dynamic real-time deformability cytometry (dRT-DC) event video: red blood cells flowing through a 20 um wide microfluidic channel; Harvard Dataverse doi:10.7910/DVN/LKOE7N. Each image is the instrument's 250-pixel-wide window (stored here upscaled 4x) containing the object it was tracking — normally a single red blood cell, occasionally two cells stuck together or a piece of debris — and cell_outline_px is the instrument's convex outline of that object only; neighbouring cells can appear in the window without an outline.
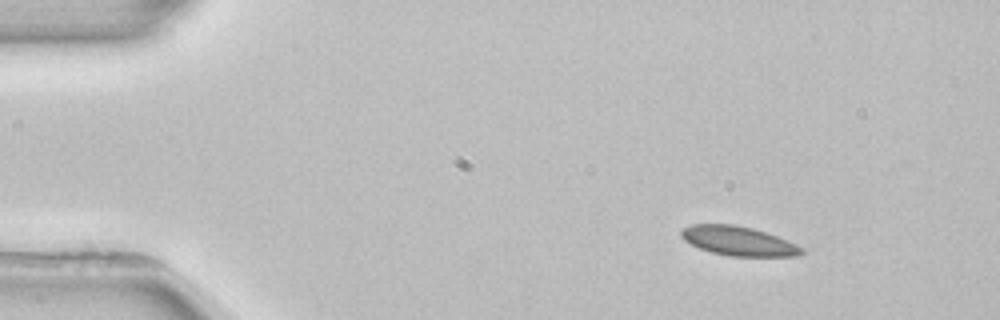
{"species": "common noctule bat (a hibernating species)", "species_latin": "Nyctalus noctula", "temperature_condition": "room temperature", "stored_images_in_passage": 3, "camera_frame_rate_fps": 3000, "um_per_image_px": 0.085, "animal": {"sex": "female", "body_mass_g": 22.7, "forearm_length_mm": 54.2}, "frame": {"image": 1, "passage_image": 1, "time_ms": 0.0, "image_size_px": [1000, 320], "cell_outline_px": [[804, 252], [796, 256], [728, 256], [712, 252], [700, 248], [684, 240], [680, 236], [680, 228], [692, 224], [736, 224], [752, 228], [776, 236], [796, 244], [804, 248]], "centroid_in_image_um": [62.73, 20.47], "position_along_channel_um": 22.3, "area_um2": 20.52}}
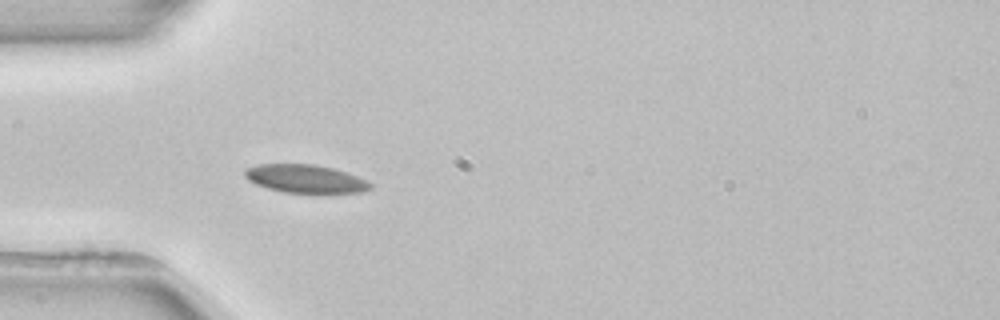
{"frame": {"image": 2, "passage_image": 3, "time_ms": 3.0, "image_size_px": [1000, 320], "cell_outline_px": [[372, 188], [360, 192], [284, 192], [268, 188], [256, 184], [248, 180], [244, 176], [244, 168], [260, 164], [312, 164], [332, 168], [356, 176], [372, 184]], "centroid_in_image_um": [25.89, 15.18], "position_along_channel_um": 59.1, "area_um2": 20.23}}